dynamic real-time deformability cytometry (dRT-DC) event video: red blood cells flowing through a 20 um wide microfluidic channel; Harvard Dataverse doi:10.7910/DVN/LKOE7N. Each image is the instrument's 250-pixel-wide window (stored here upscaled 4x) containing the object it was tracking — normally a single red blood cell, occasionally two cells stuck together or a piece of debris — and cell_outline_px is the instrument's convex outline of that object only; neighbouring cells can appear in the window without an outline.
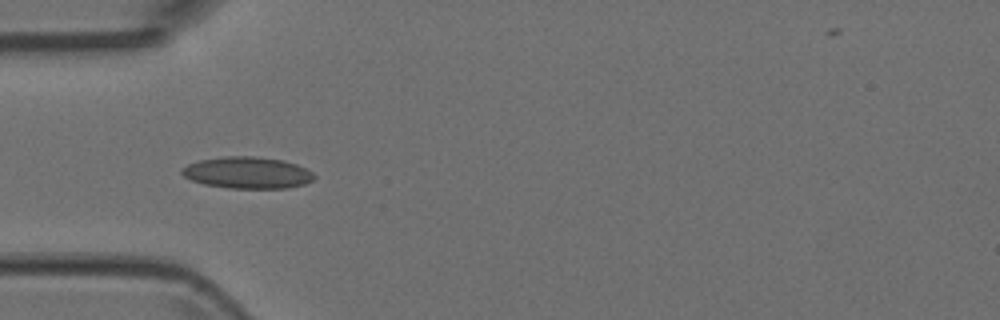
{"species": "Egyptian fruit bat (a non-hibernating species)", "species_latin": "Rousettus aegyptiacus", "temperature_condition": "room temperature", "stored_images_in_passage": 6, "camera_frame_rate_fps": 3000, "um_per_image_px": 0.085, "animal": {"sex": "female"}, "frame": {"image": 1, "passage_image": 2, "time_ms": 0.333, "image_size_px": [1000, 320], "cell_outline_px": [[316, 176], [312, 180], [304, 184], [288, 188], [228, 188], [204, 184], [192, 180], [184, 176], [180, 172], [180, 168], [188, 164], [200, 160], [224, 156], [256, 156], [284, 160], [296, 164], [312, 172]], "centroid_in_image_um": [21.02, 14.67], "position_along_channel_um": 64.0, "area_um2": 24.45}}
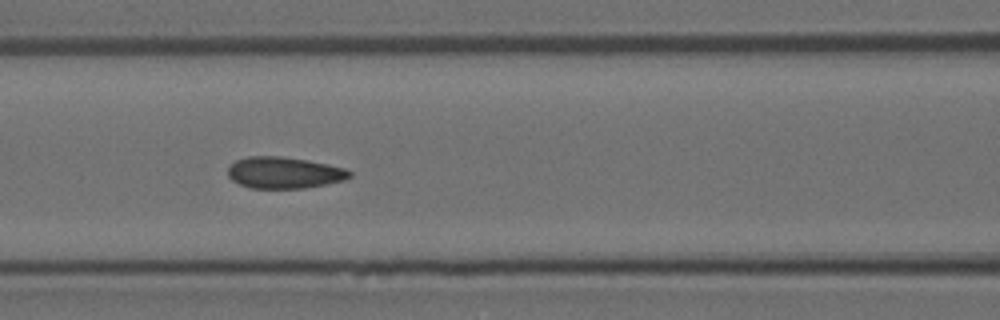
{"frame": {"image": 2, "passage_image": 4, "time_ms": 1.0, "image_size_px": [1000, 320], "cell_outline_px": [[352, 176], [344, 180], [304, 188], [248, 188], [232, 180], [228, 176], [228, 168], [236, 160], [248, 156], [280, 156], [308, 160], [328, 164], [344, 168], [352, 172]], "centroid_in_image_um": [24.14, 14.67], "position_along_channel_um": 142.5, "area_um2": 22.31}}
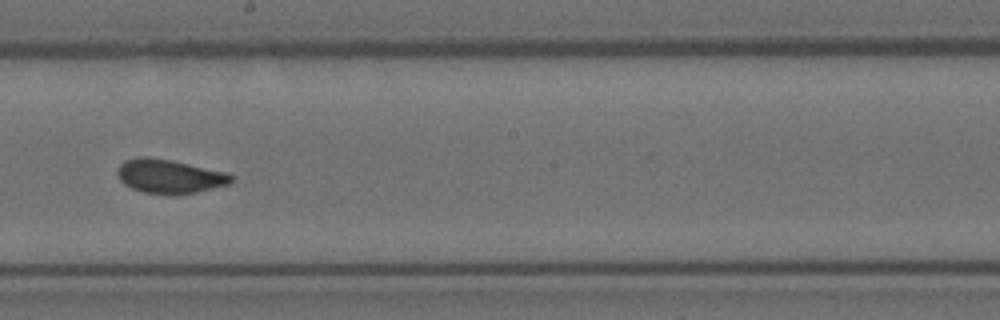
{"frame": {"image": 3, "passage_image": 6, "time_ms": 1.667, "image_size_px": [1000, 320], "cell_outline_px": [[236, 176], [228, 184], [196, 192], [144, 192], [132, 188], [124, 184], [120, 180], [116, 172], [120, 164], [124, 160], [140, 156], [148, 156], [188, 164], [224, 172]], "centroid_in_image_um": [14.36, 14.95], "position_along_channel_um": 233.8, "area_um2": 21.73}}